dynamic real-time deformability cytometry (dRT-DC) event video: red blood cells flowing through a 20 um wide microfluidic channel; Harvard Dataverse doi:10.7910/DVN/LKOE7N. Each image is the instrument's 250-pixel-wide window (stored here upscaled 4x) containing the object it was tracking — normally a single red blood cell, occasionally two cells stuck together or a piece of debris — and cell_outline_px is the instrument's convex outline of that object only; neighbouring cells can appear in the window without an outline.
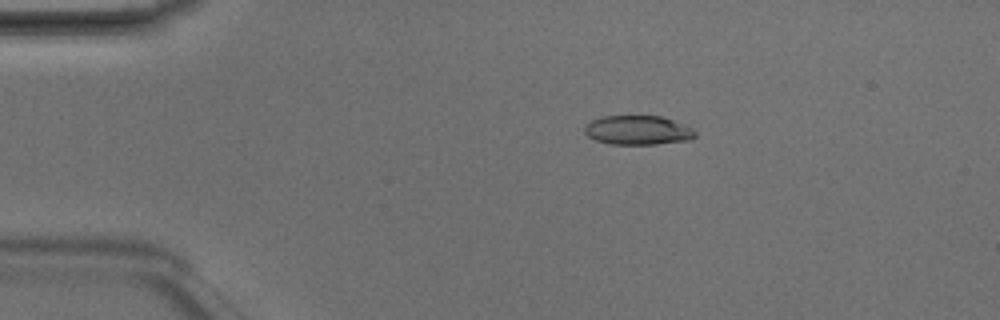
{"species": "Egyptian fruit bat (a non-hibernating species)", "species_latin": "Rousettus aegyptiacus", "temperature_condition": "room temperature", "stored_images_in_passage": 4, "camera_frame_rate_fps": 3000, "um_per_image_px": 0.085, "animal": {"sex": "male"}, "frame": {"image": 1, "passage_image": 3, "time_ms": 0.667, "image_size_px": [1000, 320], "cell_outline_px": [[696, 136], [692, 140], [656, 144], [612, 144], [596, 140], [588, 136], [584, 132], [584, 124], [592, 120], [604, 116], [664, 116], [684, 124], [692, 128], [696, 132]], "centroid_in_image_um": [54.25, 11.06], "position_along_channel_um": 30.8, "area_um2": 19.02}}